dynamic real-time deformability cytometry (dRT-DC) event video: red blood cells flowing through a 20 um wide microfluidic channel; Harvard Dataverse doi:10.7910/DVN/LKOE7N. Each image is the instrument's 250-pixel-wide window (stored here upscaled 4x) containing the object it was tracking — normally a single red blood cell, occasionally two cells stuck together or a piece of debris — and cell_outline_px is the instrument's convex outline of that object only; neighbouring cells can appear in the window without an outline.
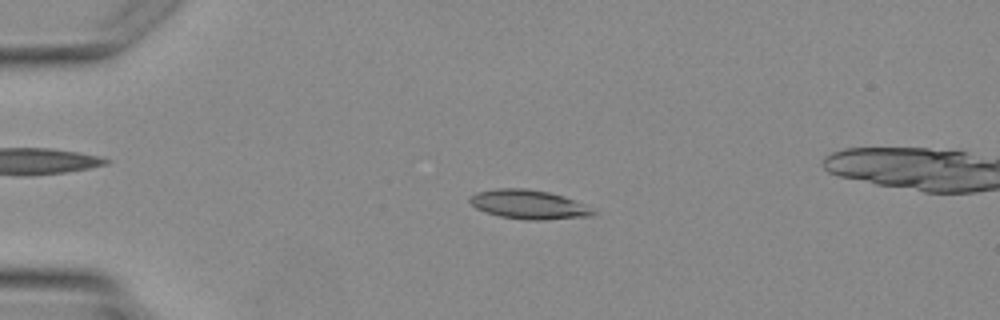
{"species": "Egyptian fruit bat (a non-hibernating species)", "species_latin": "Rousettus aegyptiacus", "temperature_condition": "warm", "stored_images_in_passage": 4, "camera_frame_rate_fps": 3000, "um_per_image_px": 0.085, "animal": {"sex": "female"}, "frame": {"image": 1, "passage_image": 2, "time_ms": 1.333, "image_size_px": [1000, 320], "cell_outline_px": [[600, 212], [592, 216], [544, 220], [528, 220], [500, 216], [476, 208], [468, 200], [476, 192], [496, 188], [524, 188], [548, 192], [564, 196], [584, 204]], "centroid_in_image_um": [44.99, 17.38], "position_along_channel_um": 40.0, "area_um2": 20.92}}